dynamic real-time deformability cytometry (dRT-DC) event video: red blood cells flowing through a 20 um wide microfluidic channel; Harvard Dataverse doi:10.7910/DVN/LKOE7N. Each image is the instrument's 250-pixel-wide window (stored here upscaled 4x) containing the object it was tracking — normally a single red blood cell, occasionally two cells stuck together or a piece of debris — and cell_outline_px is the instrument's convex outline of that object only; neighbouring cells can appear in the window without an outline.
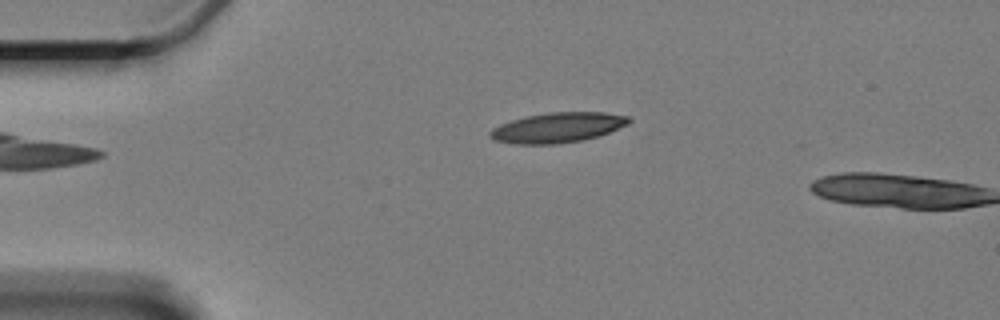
{"species": "Egyptian fruit bat (a non-hibernating species)", "species_latin": "Rousettus aegyptiacus", "temperature_condition": "cold", "stored_images_in_passage": 4, "camera_frame_rate_fps": 3000, "um_per_image_px": 0.085, "animal": {"sex": "female"}, "frame": {"image": 1, "passage_image": 4, "time_ms": 4.667, "image_size_px": [1000, 320], "cell_outline_px": [[632, 120], [628, 124], [600, 136], [584, 140], [556, 144], [516, 144], [496, 140], [488, 136], [488, 132], [492, 128], [500, 124], [524, 116], [548, 112], [604, 112], [628, 116]], "centroid_in_image_um": [47.4, 10.84], "position_along_channel_um": 37.6, "area_um2": 24.51}}